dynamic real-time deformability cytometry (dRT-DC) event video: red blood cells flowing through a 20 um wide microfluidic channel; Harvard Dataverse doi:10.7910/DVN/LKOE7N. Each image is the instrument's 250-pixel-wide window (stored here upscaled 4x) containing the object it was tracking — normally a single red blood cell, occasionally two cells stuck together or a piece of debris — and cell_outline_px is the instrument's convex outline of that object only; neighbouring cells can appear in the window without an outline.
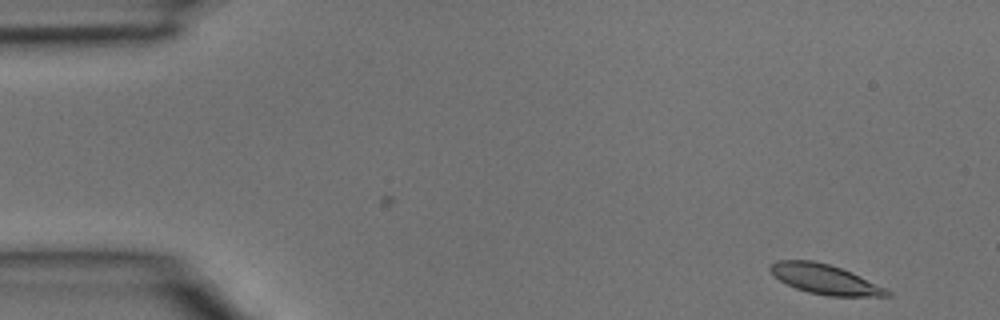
{"species": "common noctule bat (a hibernating species)", "species_latin": "Nyctalus noctula", "temperature_condition": "room temperature", "stored_images_in_passage": 4, "camera_frame_rate_fps": 3000, "um_per_image_px": 0.085, "animal": {"sex": "male", "body_mass_g": 15.6}, "frame": {"image": 1, "passage_image": 1, "time_ms": 0.0, "image_size_px": [1000, 320], "cell_outline_px": [[892, 296], [828, 296], [808, 292], [796, 288], [780, 280], [768, 268], [776, 260], [812, 260], [828, 264], [852, 272], [892, 292]], "centroid_in_image_um": [70.12, 23.73], "position_along_channel_um": 14.9, "area_um2": 19.94}}
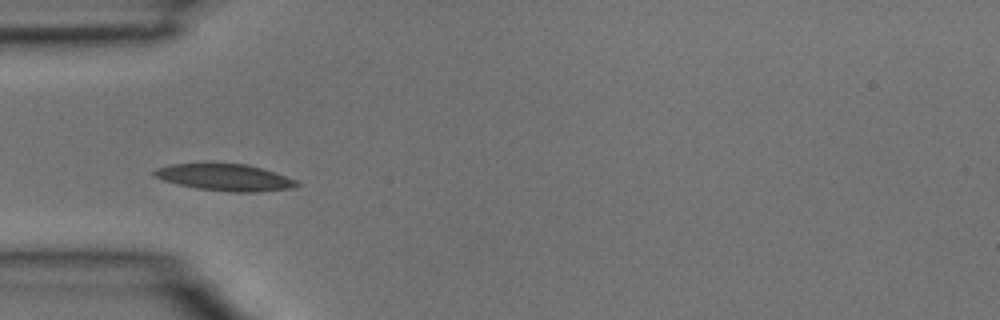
{"frame": {"image": 2, "passage_image": 3, "time_ms": 0.667, "image_size_px": [1000, 320], "cell_outline_px": [[300, 184], [292, 188], [260, 192], [232, 192], [196, 188], [164, 180], [152, 176], [152, 172], [156, 168], [172, 164], [208, 160], [212, 160], [248, 164], [276, 172], [296, 180]], "centroid_in_image_um": [19.08, 15.02], "position_along_channel_um": 65.9, "area_um2": 23.24}}
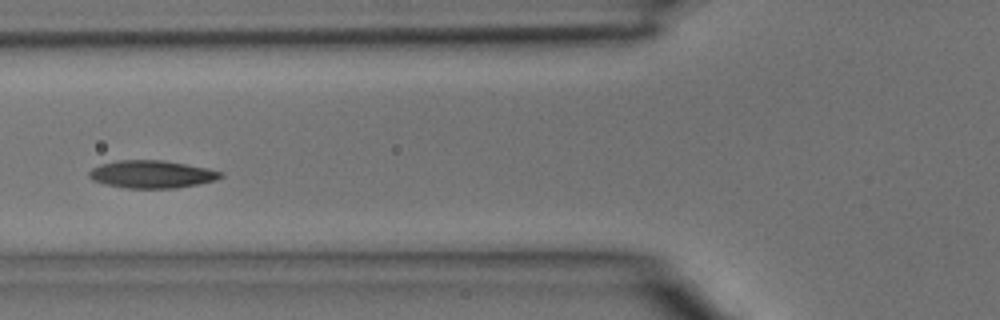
{"frame": {"image": 3, "passage_image": 4, "time_ms": 1.0, "image_size_px": [1000, 320], "cell_outline_px": [[224, 176], [216, 180], [176, 188], [124, 188], [104, 184], [92, 180], [88, 176], [88, 172], [92, 168], [100, 164], [116, 160], [160, 160], [208, 168], [224, 172]], "centroid_in_image_um": [12.87, 14.81], "position_along_channel_um": 112.9, "area_um2": 21.27}}